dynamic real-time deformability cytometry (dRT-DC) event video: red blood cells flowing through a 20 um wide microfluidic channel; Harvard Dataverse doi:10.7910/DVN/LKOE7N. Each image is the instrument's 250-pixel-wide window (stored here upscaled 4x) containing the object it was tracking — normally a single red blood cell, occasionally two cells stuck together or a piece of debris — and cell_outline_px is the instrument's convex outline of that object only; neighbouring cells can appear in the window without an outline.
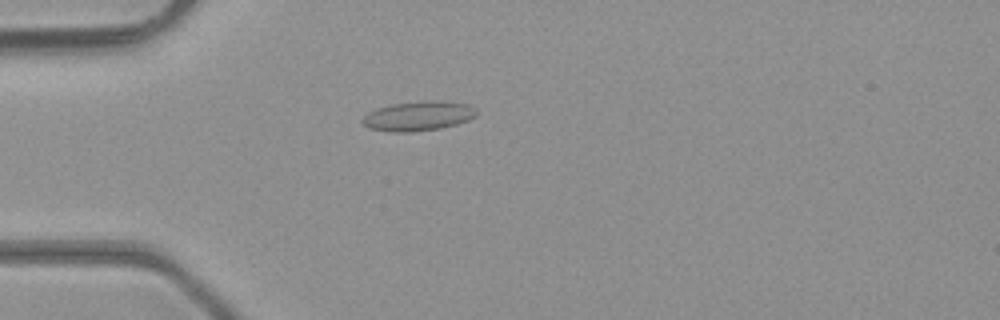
{"species": "common noctule bat (a hibernating species)", "species_latin": "Nyctalus noctula", "temperature_condition": "room temperature", "stored_images_in_passage": 5, "camera_frame_rate_fps": 3000, "um_per_image_px": 0.085, "animal": {"sex": "male", "body_mass_g": 23.1, "forearm_length_mm": 52.7}, "frame": {"image": 1, "passage_image": 5, "time_ms": 1.333, "image_size_px": [1000, 320], "cell_outline_px": [[476, 116], [468, 120], [456, 124], [440, 128], [412, 132], [392, 132], [368, 128], [360, 120], [368, 112], [376, 108], [392, 104], [420, 100], [444, 100], [468, 104], [476, 108]], "centroid_in_image_um": [35.55, 9.84], "position_along_channel_um": 49.4, "area_um2": 19.94}}